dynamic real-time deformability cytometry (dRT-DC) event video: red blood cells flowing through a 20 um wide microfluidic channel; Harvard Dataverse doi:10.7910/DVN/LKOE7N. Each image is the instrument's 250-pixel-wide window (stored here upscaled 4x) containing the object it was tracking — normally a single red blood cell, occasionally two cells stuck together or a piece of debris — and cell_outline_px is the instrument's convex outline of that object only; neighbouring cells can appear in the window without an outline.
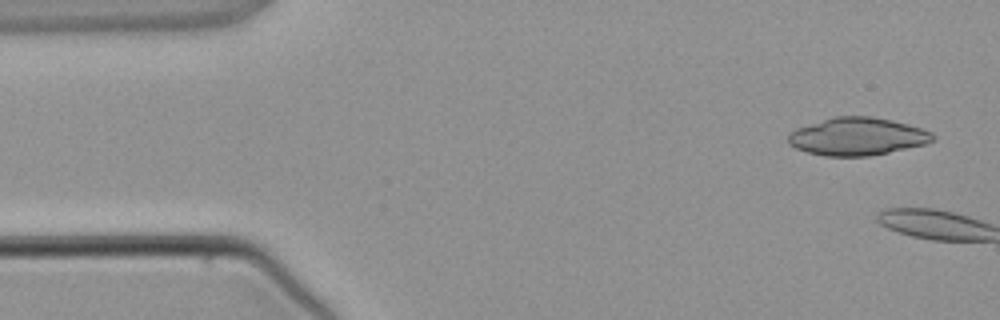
{"species": "common noctule bat (a hibernating species)", "species_latin": "Nyctalus noctula", "temperature_condition": "warm", "stored_images_in_passage": 3, "camera_frame_rate_fps": 3000, "um_per_image_px": 0.085, "animal": {"sex": "male", "body_mass_g": 21.5, "forearm_length_mm": 52.0}, "frame": {"image": 1, "passage_image": 1, "time_ms": 0.0, "image_size_px": [1000, 320], "cell_outline_px": [[936, 140], [924, 144], [888, 152], [868, 156], [824, 156], [808, 152], [796, 148], [788, 144], [788, 136], [796, 128], [832, 116], [872, 116], [892, 120], [908, 124], [932, 132], [936, 136]], "centroid_in_image_um": [72.87, 11.59], "position_along_channel_um": 12.1, "area_um2": 31.79}}